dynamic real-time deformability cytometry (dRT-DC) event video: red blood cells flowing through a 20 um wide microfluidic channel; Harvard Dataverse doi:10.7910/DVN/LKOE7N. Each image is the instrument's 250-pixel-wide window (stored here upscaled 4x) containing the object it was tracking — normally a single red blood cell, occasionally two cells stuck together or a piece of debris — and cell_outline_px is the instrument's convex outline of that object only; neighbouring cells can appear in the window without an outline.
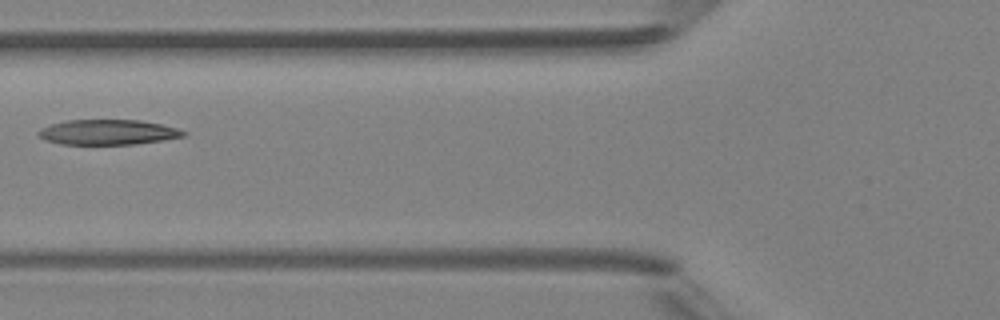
{"species": "Egyptian fruit bat (a non-hibernating species)", "species_latin": "Rousettus aegyptiacus", "temperature_condition": "room temperature", "stored_images_in_passage": 5, "camera_frame_rate_fps": 3000, "um_per_image_px": 0.085, "animal": {"sex": "female"}, "frame": {"image": 1, "passage_image": 4, "time_ms": 3.667, "image_size_px": [1000, 320], "cell_outline_px": [[188, 132], [184, 136], [164, 140], [136, 144], [60, 144], [44, 140], [36, 132], [40, 128], [64, 120], [140, 120], [160, 124], [176, 128]], "centroid_in_image_um": [9.15, 11.23], "position_along_channel_um": 116.6, "area_um2": 21.27}}
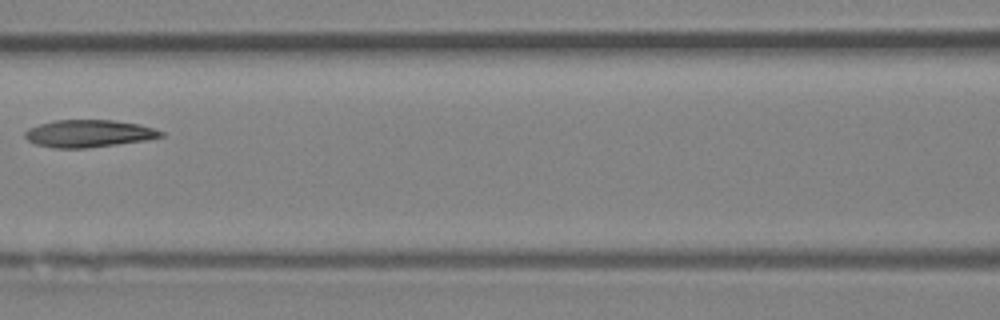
{"frame": {"image": 2, "passage_image": 5, "time_ms": 4.667, "image_size_px": [1000, 320], "cell_outline_px": [[164, 136], [148, 140], [88, 148], [52, 148], [36, 144], [28, 140], [24, 136], [24, 132], [28, 128], [40, 124], [56, 120], [112, 120], [140, 124], [164, 132]], "centroid_in_image_um": [7.55, 11.35], "position_along_channel_um": 159.1, "area_um2": 21.73}}